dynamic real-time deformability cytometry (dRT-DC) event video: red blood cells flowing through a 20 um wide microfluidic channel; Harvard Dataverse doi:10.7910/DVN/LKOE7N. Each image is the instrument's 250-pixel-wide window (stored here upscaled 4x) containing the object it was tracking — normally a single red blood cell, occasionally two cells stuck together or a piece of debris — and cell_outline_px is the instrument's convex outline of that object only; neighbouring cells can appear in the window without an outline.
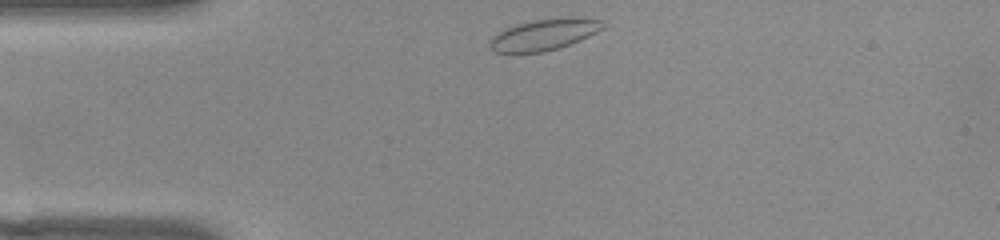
{"species": "common noctule bat (a hibernating species)", "species_latin": "Nyctalus noctula", "temperature_condition": "warm", "stored_images_in_passage": 34, "camera_frame_rate_fps": 3000, "um_per_image_px": 0.085, "animal": {"sex": "female", "body_mass_g": 22.0, "forearm_length_mm": 56.7}, "frame": {"image": 1, "passage_image": 1, "time_ms": 0.0, "image_size_px": [1000, 240], "cell_outline_px": [[604, 28], [580, 40], [544, 52], [492, 52], [488, 44], [488, 40], [496, 32], [504, 28], [516, 24], [532, 20], [560, 16], [572, 16], [600, 20]], "centroid_in_image_um": [46.18, 2.91], "position_along_channel_um": 38.8, "area_um2": 20.81}}
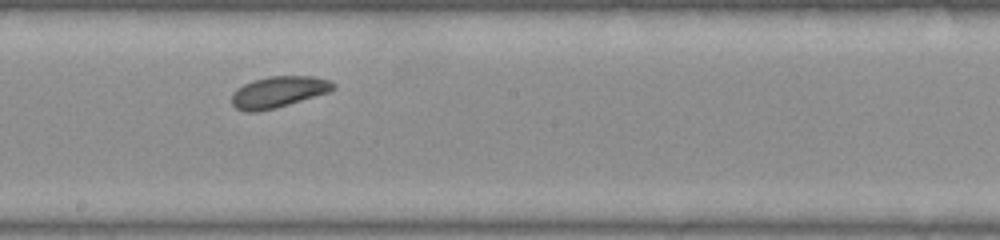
{"frame": {"image": 2, "passage_image": 18, "time_ms": 5.667, "image_size_px": [1000, 240], "cell_outline_px": [[336, 88], [328, 92], [276, 108], [256, 112], [244, 112], [236, 108], [232, 104], [232, 92], [236, 88], [252, 80], [268, 76], [316, 76], [332, 80], [336, 84]], "centroid_in_image_um": [23.67, 7.8], "position_along_channel_um": 224.5, "area_um2": 18.73}}
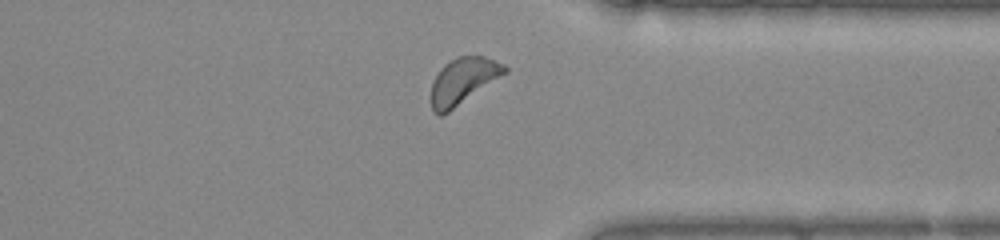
{"frame": {"image": 3, "passage_image": 30, "time_ms": 9.667, "image_size_px": [1000, 240], "cell_outline_px": [[508, 72], [448, 112], [440, 116], [432, 112], [432, 80], [440, 68], [444, 64], [456, 56], [484, 56], [504, 64], [508, 68]], "centroid_in_image_um": [39.36, 6.86], "position_along_channel_um": 372.0, "area_um2": 19.77}, "authors_computed_cell_mechanics": {"area_um2": 18.9873, "velocity_mm_per_s": 3.7748, "shape_relaxation_time_tau1_ms": 1.7647, "shape_relaxation_time_tau2_ms": 8.1445, "deformation_change_tau1": 0.0598, "deformation_change_tau2": 0.0911}}